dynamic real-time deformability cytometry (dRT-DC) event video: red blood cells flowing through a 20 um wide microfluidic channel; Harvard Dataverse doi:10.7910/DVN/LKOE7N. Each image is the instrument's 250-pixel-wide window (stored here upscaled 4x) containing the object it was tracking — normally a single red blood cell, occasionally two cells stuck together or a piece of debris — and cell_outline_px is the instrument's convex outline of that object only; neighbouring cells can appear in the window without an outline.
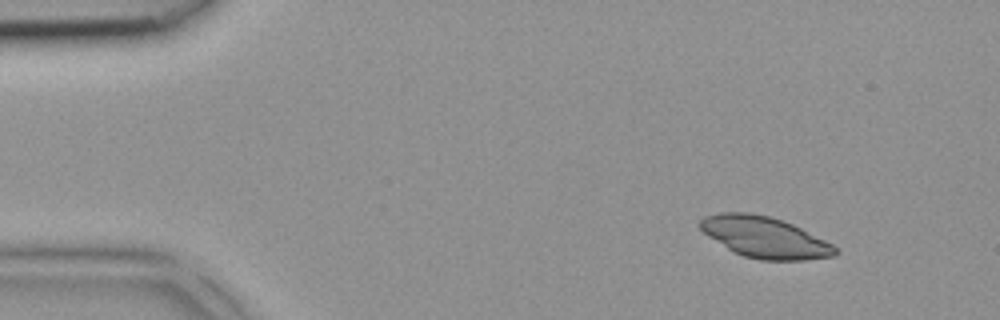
{"species": "common noctule bat (a hibernating species)", "species_latin": "Nyctalus noctula", "temperature_condition": "room temperature", "stored_images_in_passage": 3, "camera_frame_rate_fps": 3000, "um_per_image_px": 0.085, "animal": {"sex": "female", "body_mass_g": 18.4}, "frame": {"image": 1, "passage_image": 1, "time_ms": 0.0, "image_size_px": [1000, 320], "cell_outline_px": [[836, 256], [804, 260], [760, 260], [744, 256], [728, 248], [708, 236], [696, 224], [704, 216], [720, 212], [752, 212], [768, 216], [792, 224], [832, 244], [836, 248]], "centroid_in_image_um": [64.96, 20.16], "position_along_channel_um": 20.0, "area_um2": 32.08}}